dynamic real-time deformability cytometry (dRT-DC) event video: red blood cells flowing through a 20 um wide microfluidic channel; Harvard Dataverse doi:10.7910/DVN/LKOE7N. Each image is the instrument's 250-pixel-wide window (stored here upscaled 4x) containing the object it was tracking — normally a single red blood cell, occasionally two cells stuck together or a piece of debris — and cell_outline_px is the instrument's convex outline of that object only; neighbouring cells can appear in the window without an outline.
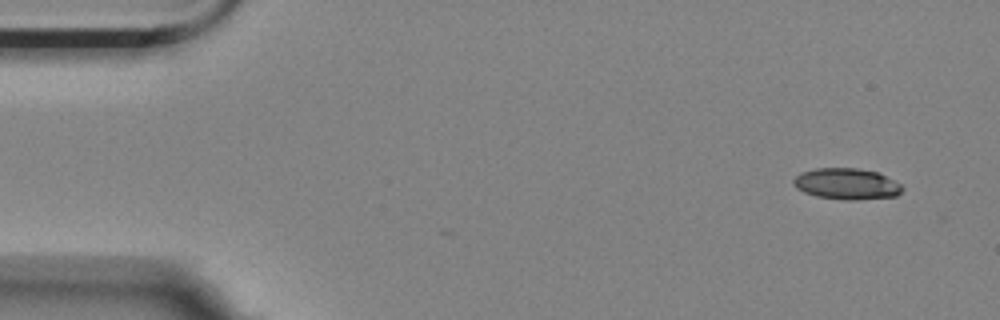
{"species": "Egyptian fruit bat (a non-hibernating species)", "species_latin": "Rousettus aegyptiacus", "temperature_condition": "room temperature", "stored_images_in_passage": 11, "camera_frame_rate_fps": 3000, "um_per_image_px": 0.085, "animal": {"sex": "female"}, "frame": {"image": 1, "passage_image": 1, "time_ms": 0.0, "image_size_px": [1000, 320], "cell_outline_px": [[904, 188], [896, 196], [852, 200], [848, 200], [816, 196], [804, 192], [796, 188], [792, 184], [792, 180], [800, 172], [816, 168], [856, 168], [876, 172], [900, 184]], "centroid_in_image_um": [71.91, 15.62], "position_along_channel_um": 13.1, "area_um2": 19.59}}
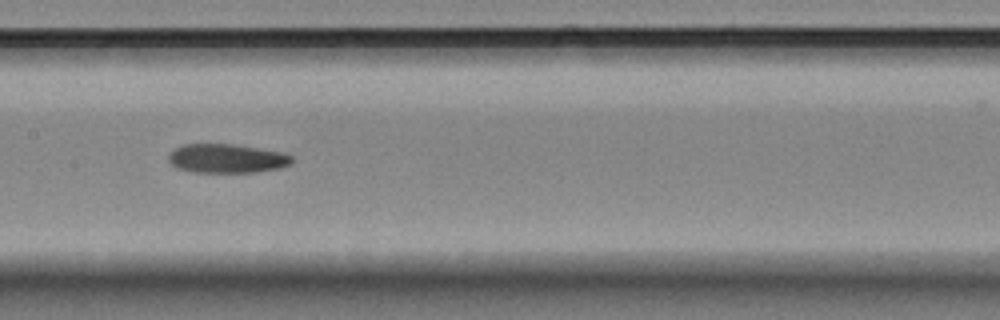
{"frame": {"image": 2, "passage_image": 7, "time_ms": 2.0, "image_size_px": [1000, 320], "cell_outline_px": [[292, 164], [280, 168], [256, 172], [196, 172], [176, 168], [168, 160], [168, 156], [176, 148], [184, 144], [232, 144], [284, 152], [292, 156]], "centroid_in_image_um": [19.31, 13.47], "position_along_channel_um": 188.1, "area_um2": 20.81}}
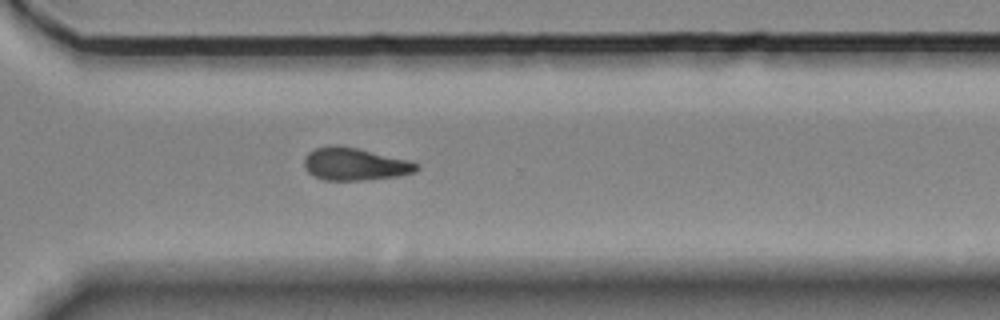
{"frame": {"image": 3, "passage_image": 11, "time_ms": 3.333, "image_size_px": [1000, 320], "cell_outline_px": [[420, 168], [416, 172], [400, 176], [364, 180], [324, 180], [308, 172], [304, 168], [304, 156], [308, 152], [316, 148], [328, 144], [336, 144], [356, 148], [412, 160], [420, 164]], "centroid_in_image_um": [30.2, 13.94], "position_along_channel_um": 340.4, "area_um2": 21.73}}